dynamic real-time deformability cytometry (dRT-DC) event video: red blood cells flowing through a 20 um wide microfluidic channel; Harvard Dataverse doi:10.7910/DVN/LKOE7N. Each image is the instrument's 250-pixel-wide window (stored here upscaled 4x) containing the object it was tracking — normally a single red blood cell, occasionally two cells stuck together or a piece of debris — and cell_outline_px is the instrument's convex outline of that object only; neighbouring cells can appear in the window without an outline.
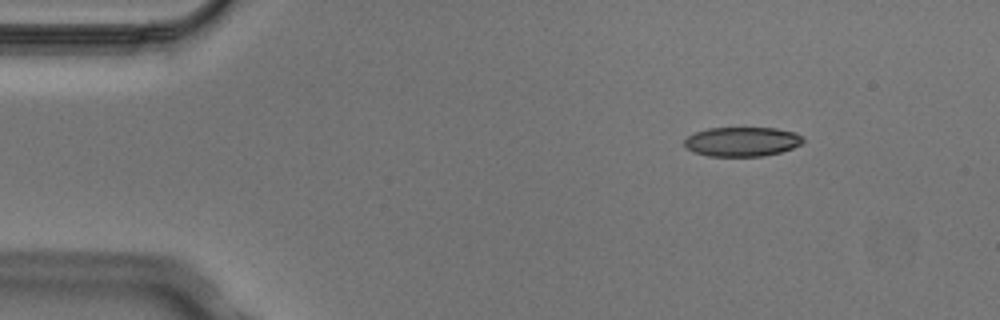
{"species": "Egyptian fruit bat (a non-hibernating species)", "species_latin": "Rousettus aegyptiacus", "temperature_condition": "cold", "stored_images_in_passage": 3, "camera_frame_rate_fps": 3000, "um_per_image_px": 0.085, "animal": {"sex": "male"}, "frame": {"image": 1, "passage_image": 1, "time_ms": 0.0, "image_size_px": [1000, 320], "cell_outline_px": [[804, 140], [800, 144], [792, 148], [780, 152], [764, 156], [708, 156], [692, 152], [684, 144], [684, 140], [688, 136], [696, 132], [708, 128], [776, 128], [796, 132]], "centroid_in_image_um": [63.06, 12.04], "position_along_channel_um": 21.9, "area_um2": 20.29}}